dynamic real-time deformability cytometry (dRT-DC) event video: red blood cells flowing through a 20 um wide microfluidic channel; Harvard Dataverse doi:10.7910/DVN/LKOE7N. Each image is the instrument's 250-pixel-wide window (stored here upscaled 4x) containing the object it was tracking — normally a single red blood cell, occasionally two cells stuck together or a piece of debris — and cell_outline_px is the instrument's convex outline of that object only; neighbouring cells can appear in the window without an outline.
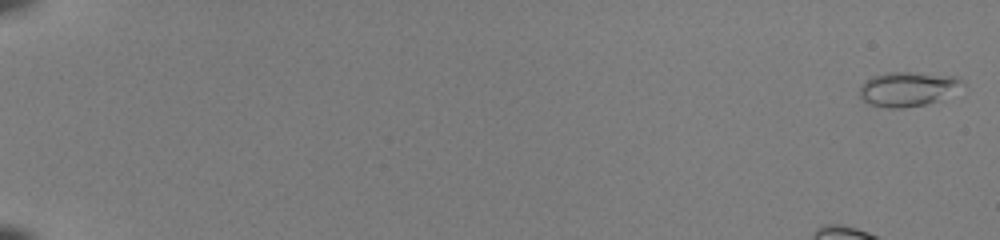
{"species": "common noctule bat (a hibernating species)", "species_latin": "Nyctalus noctula", "temperature_condition": "room temperature", "stored_images_in_passage": 52, "camera_frame_rate_fps": 3000, "um_per_image_px": 0.085, "animal": {"sex": "female", "body_mass_g": 22.0, "forearm_length_mm": 56.7}, "frame": {"image": 1, "passage_image": 1, "time_ms": 0.0, "image_size_px": [1000, 240], "cell_outline_px": [[964, 84], [940, 100], [924, 104], [900, 108], [888, 108], [868, 104], [860, 100], [860, 88], [872, 76], [884, 72], [912, 72], [956, 76]], "centroid_in_image_um": [77.11, 7.56], "position_along_channel_um": 7.9, "area_um2": 20.46}, "authors_computed_cell_mechanics": {"area_um2": 15.7794, "velocity_mm_per_s": 4.0802, "shape_relaxation_time_tau1_ms": 3.8475, "shape_relaxation_time_tau2_ms": 2.1726, "deformation_change_tau1": 0.1293, "deformation_change_tau2": 0.0474}}